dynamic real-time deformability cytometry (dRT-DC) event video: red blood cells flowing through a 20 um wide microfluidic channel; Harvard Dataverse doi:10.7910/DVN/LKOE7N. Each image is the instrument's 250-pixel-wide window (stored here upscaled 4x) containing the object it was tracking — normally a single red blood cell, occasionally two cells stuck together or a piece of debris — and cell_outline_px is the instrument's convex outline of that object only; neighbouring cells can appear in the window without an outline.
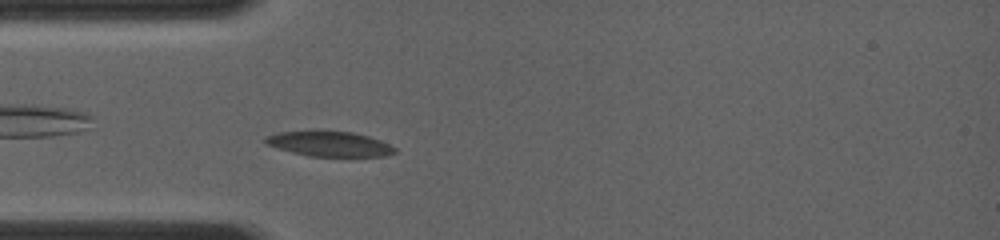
{"species": "common noctule bat (a hibernating species)", "species_latin": "Nyctalus noctula", "temperature_condition": "room temperature", "stored_images_in_passage": 3, "camera_frame_rate_fps": 4000, "um_per_image_px": 0.085, "animal": {"sex": "female", "body_mass_g": 19.0, "forearm_length_mm": 56.7}, "frame": {"image": 1, "passage_image": 3, "time_ms": 0.75, "image_size_px": [1000, 240], "cell_outline_px": [[396, 152], [384, 156], [308, 156], [292, 152], [268, 144], [264, 140], [264, 136], [280, 132], [352, 132], [368, 136], [380, 140], [396, 148]], "centroid_in_image_um": [28.03, 12.24], "position_along_channel_um": 57.0, "area_um2": 18.32}}